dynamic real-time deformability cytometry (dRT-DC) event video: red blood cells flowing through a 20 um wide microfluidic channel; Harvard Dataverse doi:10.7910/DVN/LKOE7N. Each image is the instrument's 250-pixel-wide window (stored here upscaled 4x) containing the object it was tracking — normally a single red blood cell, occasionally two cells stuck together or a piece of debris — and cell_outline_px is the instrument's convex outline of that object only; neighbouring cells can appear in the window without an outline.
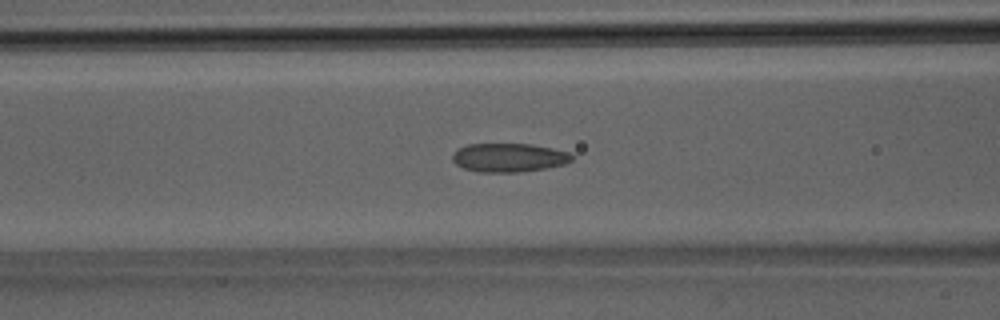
{"species": "Egyptian fruit bat (a non-hibernating species)", "species_latin": "Rousettus aegyptiacus", "temperature_condition": "room temperature", "stored_images_in_passage": 29, "camera_frame_rate_fps": 3000, "um_per_image_px": 0.085, "animal": {"sex": "male"}, "frame": {"image": 1, "passage_image": 8, "time_ms": 2.333, "image_size_px": [1000, 320], "cell_outline_px": [[572, 160], [564, 164], [548, 168], [520, 172], [480, 172], [464, 168], [456, 164], [452, 160], [452, 156], [460, 148], [468, 144], [528, 144], [568, 152], [572, 156]], "centroid_in_image_um": [43.24, 13.41], "position_along_channel_um": 123.4, "area_um2": 19.71}}
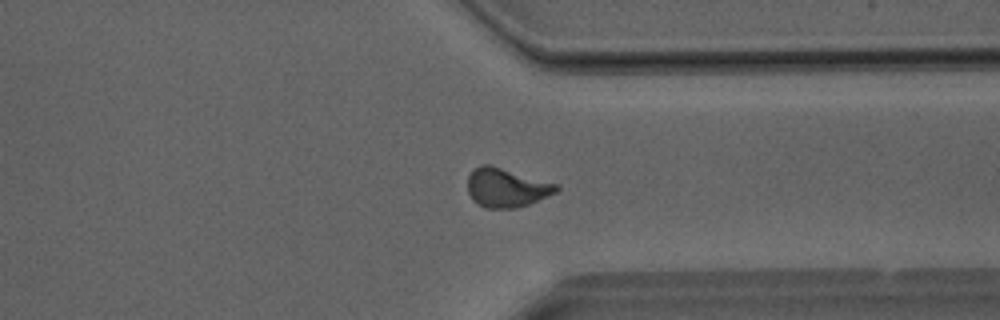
{"frame": {"image": 2, "passage_image": 22, "time_ms": 7.0, "image_size_px": [1000, 320], "cell_outline_px": [[560, 188], [556, 192], [528, 204], [516, 208], [484, 208], [476, 204], [472, 200], [468, 192], [468, 176], [472, 168], [480, 164], [488, 164], [556, 184]], "centroid_in_image_um": [42.97, 15.96], "position_along_channel_um": 368.4, "area_um2": 20.0}}
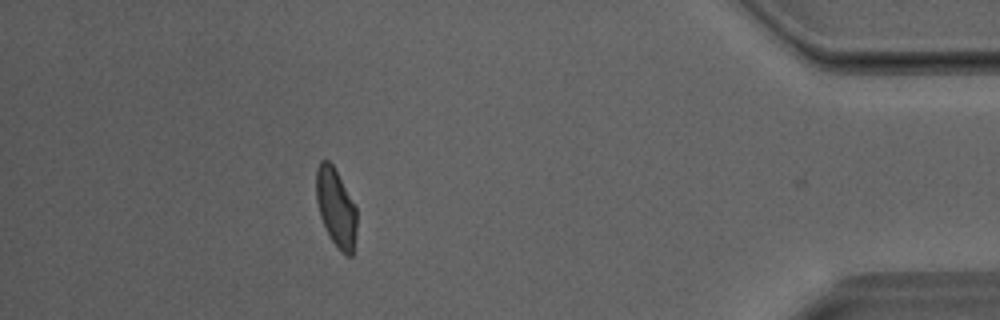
{"frame": {"image": 3, "passage_image": 27, "time_ms": 8.667, "image_size_px": [1000, 320], "cell_outline_px": [[356, 232], [352, 256], [344, 256], [336, 248], [320, 216], [316, 200], [316, 168], [320, 160], [328, 160], [332, 164], [356, 204]], "centroid_in_image_um": [28.56, 17.65], "position_along_channel_um": 406.6, "area_um2": 18.67}}